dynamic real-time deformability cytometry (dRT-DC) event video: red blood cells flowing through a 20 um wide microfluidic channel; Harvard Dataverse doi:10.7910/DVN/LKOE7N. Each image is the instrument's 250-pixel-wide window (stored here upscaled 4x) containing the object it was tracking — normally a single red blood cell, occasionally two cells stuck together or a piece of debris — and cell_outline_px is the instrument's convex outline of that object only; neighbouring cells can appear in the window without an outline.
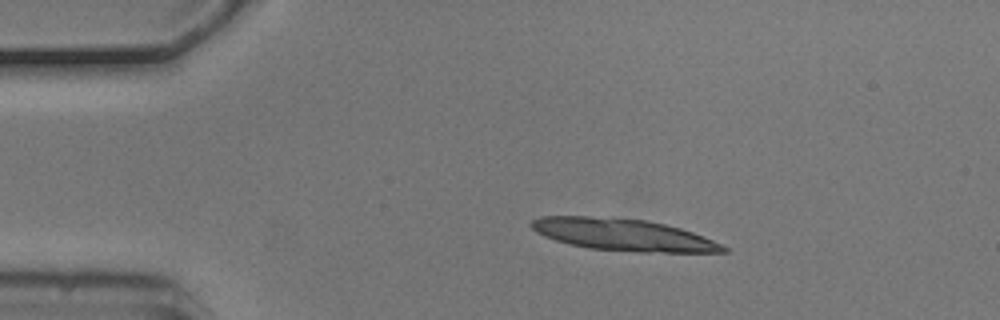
{"species": "common noctule bat (a hibernating species)", "species_latin": "Nyctalus noctula", "temperature_condition": "cold", "stored_images_in_passage": 7, "segment_of_instrument_passage": [1, 2], "camera_frame_rate_fps": 3000, "um_per_image_px": 0.085, "animal": {"sex": "male", "body_mass_g": 20.5, "forearm_length_mm": 52.5}, "frame": {"image": 1, "passage_image": 1, "time_ms": 0.0, "image_size_px": [1000, 320], "cell_outline_px": [[728, 252], [640, 252], [588, 248], [556, 240], [544, 236], [536, 232], [528, 224], [532, 220], [540, 216], [588, 216], [644, 220], [664, 224], [680, 228], [704, 236], [728, 248]], "centroid_in_image_um": [52.95, 19.95], "position_along_channel_um": 32.1, "area_um2": 35.37}}